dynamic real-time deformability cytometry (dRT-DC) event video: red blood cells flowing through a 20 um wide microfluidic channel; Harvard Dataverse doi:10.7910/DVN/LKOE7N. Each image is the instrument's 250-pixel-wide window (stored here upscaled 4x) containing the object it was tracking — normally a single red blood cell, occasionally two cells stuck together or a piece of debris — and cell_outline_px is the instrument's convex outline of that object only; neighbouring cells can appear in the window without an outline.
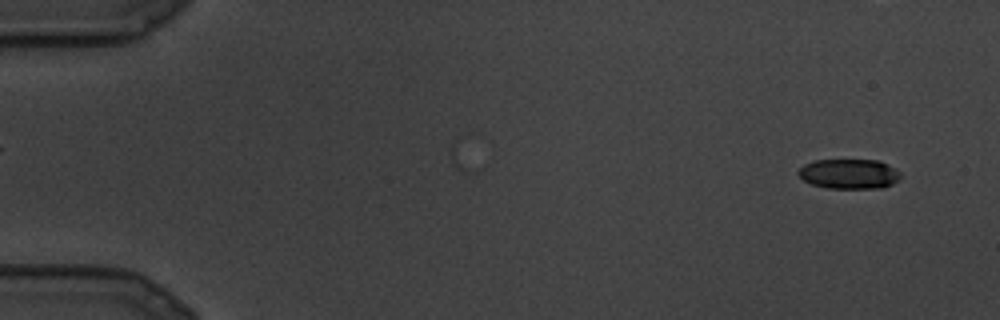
{"species": "common noctule bat (a hibernating species)", "species_latin": "Nyctalus noctula", "temperature_condition": "cold", "stored_images_in_passage": 3, "camera_frame_rate_fps": 3000, "um_per_image_px": 0.085, "animal": {"sex": "male", "body_mass_g": 19.5, "forearm_length_mm": 54.6}, "frame": {"image": 1, "passage_image": 3, "time_ms": 0.667, "image_size_px": [1000, 320], "cell_outline_px": [[900, 180], [892, 184], [880, 188], [828, 188], [812, 184], [804, 180], [796, 172], [804, 164], [816, 160], [876, 160], [888, 164], [896, 168], [900, 172]], "centroid_in_image_um": [72.2, 14.78], "position_along_channel_um": 12.8, "area_um2": 17.8}}